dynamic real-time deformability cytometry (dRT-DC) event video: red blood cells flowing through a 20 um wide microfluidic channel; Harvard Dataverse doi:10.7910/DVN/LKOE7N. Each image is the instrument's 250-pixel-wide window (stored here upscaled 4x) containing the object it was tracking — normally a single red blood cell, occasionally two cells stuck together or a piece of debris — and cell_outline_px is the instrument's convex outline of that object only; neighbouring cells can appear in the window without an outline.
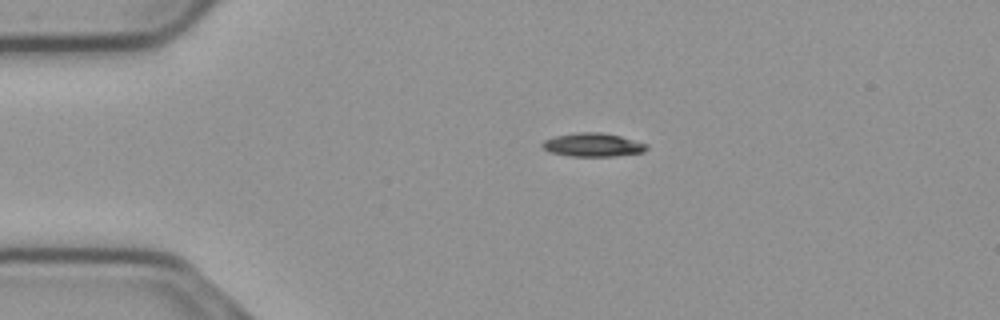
{"species": "common noctule bat (a hibernating species)", "species_latin": "Nyctalus noctula", "temperature_condition": "cold", "stored_images_in_passage": 45, "camera_frame_rate_fps": 3000, "um_per_image_px": 0.085, "animal": {"sex": "male", "body_mass_g": 23.1, "forearm_length_mm": 52.7}, "frame": {"image": 1, "passage_image": 2, "time_ms": 0.333, "image_size_px": [1000, 320], "cell_outline_px": [[648, 148], [644, 152], [612, 156], [572, 156], [548, 152], [540, 144], [544, 140], [556, 136], [580, 132], [600, 132], [620, 136], [648, 144]], "centroid_in_image_um": [50.39, 12.31], "position_along_channel_um": 34.6, "area_um2": 14.22}}
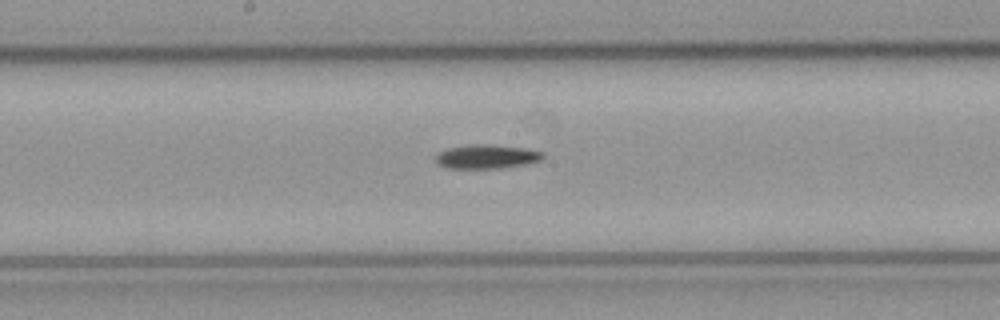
{"frame": {"image": 2, "passage_image": 19, "time_ms": 6.0, "image_size_px": [1000, 320], "cell_outline_px": [[544, 156], [540, 160], [524, 164], [500, 168], [448, 168], [440, 164], [436, 160], [436, 156], [440, 152], [448, 148], [468, 144], [484, 144], [528, 148], [544, 152]], "centroid_in_image_um": [41.39, 13.3], "position_along_channel_um": 206.8, "area_um2": 14.85}}
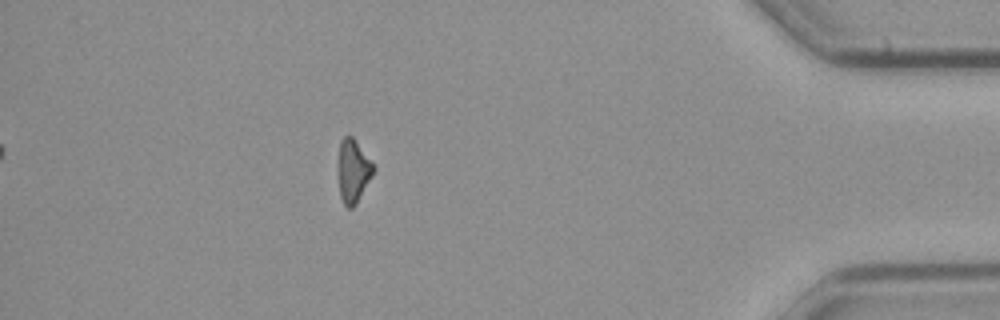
{"frame": {"image": 3, "passage_image": 39, "time_ms": 12.667, "image_size_px": [1000, 320], "cell_outline_px": [[376, 168], [372, 176], [356, 204], [352, 208], [348, 208], [344, 204], [340, 196], [340, 140], [344, 136], [352, 136]], "centroid_in_image_um": [30.05, 14.55], "position_along_channel_um": 405.2, "area_um2": 12.43}, "authors_computed_cell_mechanics": {"area_um2": 14.2188, "velocity_mm_per_s": 3.7349, "shape_relaxation_time_tau1_ms": 6.7753, "shape_relaxation_time_tau2_ms": null, "deformation_change_tau1": 0.1481, "deformation_change_tau2": null}}